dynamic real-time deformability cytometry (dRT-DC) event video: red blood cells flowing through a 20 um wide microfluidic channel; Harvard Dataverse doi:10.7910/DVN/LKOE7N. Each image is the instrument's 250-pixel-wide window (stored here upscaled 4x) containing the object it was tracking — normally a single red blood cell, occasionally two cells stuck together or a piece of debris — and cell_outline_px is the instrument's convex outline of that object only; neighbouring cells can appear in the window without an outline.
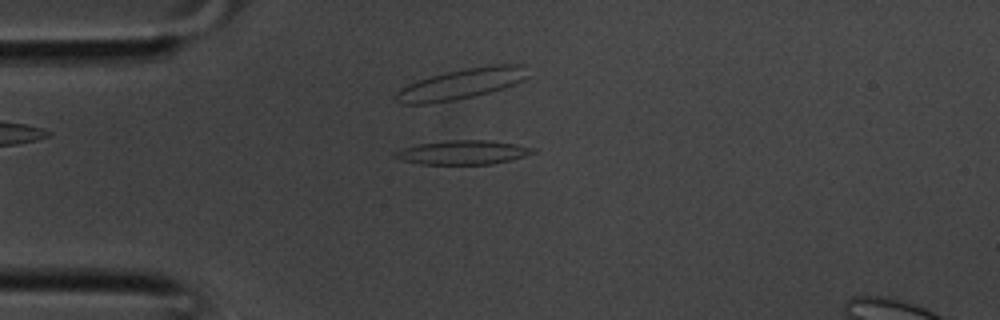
{"species": "common noctule bat (a hibernating species)", "species_latin": "Nyctalus noctula", "temperature_condition": "room temperature", "stored_images_in_passage": 5, "camera_frame_rate_fps": 3000, "um_per_image_px": 0.085, "animal": {"sex": "male", "body_mass_g": 20.1, "forearm_length_mm": 53.5}, "frame": {"image": 1, "passage_image": 1, "time_ms": 0.0, "image_size_px": [1000, 320], "cell_outline_px": [[536, 152], [524, 156], [492, 164], [420, 164], [404, 160], [392, 156], [392, 152], [400, 148], [420, 144], [444, 140], [488, 140], [516, 144], [536, 148]], "centroid_in_image_um": [39.32, 12.95], "position_along_channel_um": 45.7, "area_um2": 19.36}}